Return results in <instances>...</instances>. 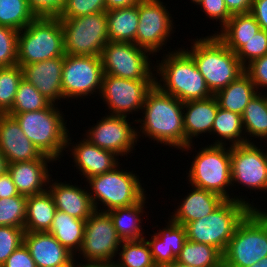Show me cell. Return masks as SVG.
<instances>
[{
  "mask_svg": "<svg viewBox=\"0 0 267 267\" xmlns=\"http://www.w3.org/2000/svg\"><path fill=\"white\" fill-rule=\"evenodd\" d=\"M183 105L182 101L154 84L145 97L142 118L136 119V123L141 124L135 125L138 141L148 137L157 145L160 143L176 150L185 148Z\"/></svg>",
  "mask_w": 267,
  "mask_h": 267,
  "instance_id": "cell-1",
  "label": "cell"
},
{
  "mask_svg": "<svg viewBox=\"0 0 267 267\" xmlns=\"http://www.w3.org/2000/svg\"><path fill=\"white\" fill-rule=\"evenodd\" d=\"M194 145L197 144H189L180 150L182 153L184 151L191 153L195 150V156L193 154V160L190 163L189 173L186 171L188 175L186 179L189 181H187V184L217 193L225 200L234 199L245 203L252 209H262L261 205L257 207V203H253V200L251 204L250 199L246 195H242V192L241 196L240 192L239 196L231 193L234 187L232 188L231 183L230 146L205 144V147L198 148L197 152Z\"/></svg>",
  "mask_w": 267,
  "mask_h": 267,
  "instance_id": "cell-2",
  "label": "cell"
},
{
  "mask_svg": "<svg viewBox=\"0 0 267 267\" xmlns=\"http://www.w3.org/2000/svg\"><path fill=\"white\" fill-rule=\"evenodd\" d=\"M177 49L170 48L168 52H164L161 62L155 58V84L183 103L212 97L213 94L193 58L182 45Z\"/></svg>",
  "mask_w": 267,
  "mask_h": 267,
  "instance_id": "cell-3",
  "label": "cell"
},
{
  "mask_svg": "<svg viewBox=\"0 0 267 267\" xmlns=\"http://www.w3.org/2000/svg\"><path fill=\"white\" fill-rule=\"evenodd\" d=\"M196 36L190 50L182 47L194 60L213 95L227 87L245 72V67L232 50L216 36ZM193 40V41H192Z\"/></svg>",
  "mask_w": 267,
  "mask_h": 267,
  "instance_id": "cell-4",
  "label": "cell"
},
{
  "mask_svg": "<svg viewBox=\"0 0 267 267\" xmlns=\"http://www.w3.org/2000/svg\"><path fill=\"white\" fill-rule=\"evenodd\" d=\"M51 103L47 108L33 112L8 114L19 123L24 135L38 150L54 161L60 162L66 150L69 129L64 118V111Z\"/></svg>",
  "mask_w": 267,
  "mask_h": 267,
  "instance_id": "cell-5",
  "label": "cell"
},
{
  "mask_svg": "<svg viewBox=\"0 0 267 267\" xmlns=\"http://www.w3.org/2000/svg\"><path fill=\"white\" fill-rule=\"evenodd\" d=\"M120 165L122 163L112 171L85 180L95 210L108 212L115 208L129 207L147 195L140 176L133 173L136 171L127 168L123 170Z\"/></svg>",
  "mask_w": 267,
  "mask_h": 267,
  "instance_id": "cell-6",
  "label": "cell"
},
{
  "mask_svg": "<svg viewBox=\"0 0 267 267\" xmlns=\"http://www.w3.org/2000/svg\"><path fill=\"white\" fill-rule=\"evenodd\" d=\"M264 257H267L266 208L252 209L230 239L223 253V267H250Z\"/></svg>",
  "mask_w": 267,
  "mask_h": 267,
  "instance_id": "cell-7",
  "label": "cell"
},
{
  "mask_svg": "<svg viewBox=\"0 0 267 267\" xmlns=\"http://www.w3.org/2000/svg\"><path fill=\"white\" fill-rule=\"evenodd\" d=\"M251 207L238 200H224L213 212L185 225L187 239L214 246L222 253Z\"/></svg>",
  "mask_w": 267,
  "mask_h": 267,
  "instance_id": "cell-8",
  "label": "cell"
},
{
  "mask_svg": "<svg viewBox=\"0 0 267 267\" xmlns=\"http://www.w3.org/2000/svg\"><path fill=\"white\" fill-rule=\"evenodd\" d=\"M64 33L59 18L36 17L19 31L17 65L64 57Z\"/></svg>",
  "mask_w": 267,
  "mask_h": 267,
  "instance_id": "cell-9",
  "label": "cell"
},
{
  "mask_svg": "<svg viewBox=\"0 0 267 267\" xmlns=\"http://www.w3.org/2000/svg\"><path fill=\"white\" fill-rule=\"evenodd\" d=\"M59 19L64 33L65 54L100 57L109 42L106 11Z\"/></svg>",
  "mask_w": 267,
  "mask_h": 267,
  "instance_id": "cell-10",
  "label": "cell"
},
{
  "mask_svg": "<svg viewBox=\"0 0 267 267\" xmlns=\"http://www.w3.org/2000/svg\"><path fill=\"white\" fill-rule=\"evenodd\" d=\"M151 57V52L134 43L111 41L100 55L104 75L131 80H155V61Z\"/></svg>",
  "mask_w": 267,
  "mask_h": 267,
  "instance_id": "cell-11",
  "label": "cell"
},
{
  "mask_svg": "<svg viewBox=\"0 0 267 267\" xmlns=\"http://www.w3.org/2000/svg\"><path fill=\"white\" fill-rule=\"evenodd\" d=\"M103 76L100 57L65 54L62 70L64 100L70 102L71 99H89L91 95L97 96L96 94L99 96Z\"/></svg>",
  "mask_w": 267,
  "mask_h": 267,
  "instance_id": "cell-12",
  "label": "cell"
},
{
  "mask_svg": "<svg viewBox=\"0 0 267 267\" xmlns=\"http://www.w3.org/2000/svg\"><path fill=\"white\" fill-rule=\"evenodd\" d=\"M139 23L135 37V44L147 49L154 56L163 51L167 41L172 40L176 32L173 14L168 10L163 0H141L138 3ZM165 45V46H164ZM164 47V48H162ZM162 50V51H160Z\"/></svg>",
  "mask_w": 267,
  "mask_h": 267,
  "instance_id": "cell-13",
  "label": "cell"
},
{
  "mask_svg": "<svg viewBox=\"0 0 267 267\" xmlns=\"http://www.w3.org/2000/svg\"><path fill=\"white\" fill-rule=\"evenodd\" d=\"M121 242L110 214L95 210L85 220L83 242L75 261H115Z\"/></svg>",
  "mask_w": 267,
  "mask_h": 267,
  "instance_id": "cell-14",
  "label": "cell"
},
{
  "mask_svg": "<svg viewBox=\"0 0 267 267\" xmlns=\"http://www.w3.org/2000/svg\"><path fill=\"white\" fill-rule=\"evenodd\" d=\"M245 143L230 146L232 187L267 193V150L262 144ZM257 144V145H256ZM261 148V149H260ZM248 190H246V189ZM252 190V191H251Z\"/></svg>",
  "mask_w": 267,
  "mask_h": 267,
  "instance_id": "cell-15",
  "label": "cell"
},
{
  "mask_svg": "<svg viewBox=\"0 0 267 267\" xmlns=\"http://www.w3.org/2000/svg\"><path fill=\"white\" fill-rule=\"evenodd\" d=\"M131 117L105 114L96 124L82 135L86 140L95 146L113 152L121 158L134 153L137 146V127L136 119L129 122ZM132 125V127H131Z\"/></svg>",
  "mask_w": 267,
  "mask_h": 267,
  "instance_id": "cell-16",
  "label": "cell"
},
{
  "mask_svg": "<svg viewBox=\"0 0 267 267\" xmlns=\"http://www.w3.org/2000/svg\"><path fill=\"white\" fill-rule=\"evenodd\" d=\"M155 80H131L104 75L99 98L106 104L109 115L127 116L138 114L148 91Z\"/></svg>",
  "mask_w": 267,
  "mask_h": 267,
  "instance_id": "cell-17",
  "label": "cell"
},
{
  "mask_svg": "<svg viewBox=\"0 0 267 267\" xmlns=\"http://www.w3.org/2000/svg\"><path fill=\"white\" fill-rule=\"evenodd\" d=\"M70 135L72 134L69 132L65 152L69 151L70 155L68 156L72 155L69 158L73 159L75 169L78 170L76 172L83 176L84 181L93 176L112 171L120 164L121 160L115 153L101 149L83 137L80 141L77 140V143H74Z\"/></svg>",
  "mask_w": 267,
  "mask_h": 267,
  "instance_id": "cell-18",
  "label": "cell"
},
{
  "mask_svg": "<svg viewBox=\"0 0 267 267\" xmlns=\"http://www.w3.org/2000/svg\"><path fill=\"white\" fill-rule=\"evenodd\" d=\"M57 163L49 156L28 162H14L8 164V172L20 195L32 196L41 194L48 189V182L53 176L49 165Z\"/></svg>",
  "mask_w": 267,
  "mask_h": 267,
  "instance_id": "cell-19",
  "label": "cell"
},
{
  "mask_svg": "<svg viewBox=\"0 0 267 267\" xmlns=\"http://www.w3.org/2000/svg\"><path fill=\"white\" fill-rule=\"evenodd\" d=\"M63 65L64 57H56L23 65L21 68L23 78L31 83L49 102L58 105L64 100L62 93Z\"/></svg>",
  "mask_w": 267,
  "mask_h": 267,
  "instance_id": "cell-20",
  "label": "cell"
},
{
  "mask_svg": "<svg viewBox=\"0 0 267 267\" xmlns=\"http://www.w3.org/2000/svg\"><path fill=\"white\" fill-rule=\"evenodd\" d=\"M24 244L36 267H74L75 255L49 232H25Z\"/></svg>",
  "mask_w": 267,
  "mask_h": 267,
  "instance_id": "cell-21",
  "label": "cell"
},
{
  "mask_svg": "<svg viewBox=\"0 0 267 267\" xmlns=\"http://www.w3.org/2000/svg\"><path fill=\"white\" fill-rule=\"evenodd\" d=\"M0 151L9 164L33 161L43 156L24 135L16 119L8 114H2L0 117Z\"/></svg>",
  "mask_w": 267,
  "mask_h": 267,
  "instance_id": "cell-22",
  "label": "cell"
},
{
  "mask_svg": "<svg viewBox=\"0 0 267 267\" xmlns=\"http://www.w3.org/2000/svg\"><path fill=\"white\" fill-rule=\"evenodd\" d=\"M50 179L47 190L52 195L57 210L80 220H86L91 216L95 209L87 186L73 185L71 180V184L66 181L60 182L52 176Z\"/></svg>",
  "mask_w": 267,
  "mask_h": 267,
  "instance_id": "cell-23",
  "label": "cell"
},
{
  "mask_svg": "<svg viewBox=\"0 0 267 267\" xmlns=\"http://www.w3.org/2000/svg\"><path fill=\"white\" fill-rule=\"evenodd\" d=\"M165 227L158 229L153 234H147L146 237L153 260L157 267H163L177 259L182 247L187 241L186 229L184 225H180L170 217ZM148 238V239H147Z\"/></svg>",
  "mask_w": 267,
  "mask_h": 267,
  "instance_id": "cell-24",
  "label": "cell"
},
{
  "mask_svg": "<svg viewBox=\"0 0 267 267\" xmlns=\"http://www.w3.org/2000/svg\"><path fill=\"white\" fill-rule=\"evenodd\" d=\"M219 104L213 95L203 100H191L183 105V126L185 147L195 143V139L206 134L211 135Z\"/></svg>",
  "mask_w": 267,
  "mask_h": 267,
  "instance_id": "cell-25",
  "label": "cell"
},
{
  "mask_svg": "<svg viewBox=\"0 0 267 267\" xmlns=\"http://www.w3.org/2000/svg\"><path fill=\"white\" fill-rule=\"evenodd\" d=\"M189 193L180 199L179 205H175L174 212L169 216L180 225H186L189 222L198 220L209 215L225 199L217 193L201 189L192 185Z\"/></svg>",
  "mask_w": 267,
  "mask_h": 267,
  "instance_id": "cell-26",
  "label": "cell"
},
{
  "mask_svg": "<svg viewBox=\"0 0 267 267\" xmlns=\"http://www.w3.org/2000/svg\"><path fill=\"white\" fill-rule=\"evenodd\" d=\"M147 196L148 195L135 205L115 208L108 211L114 223L116 233L122 241L141 240L145 238L144 234L148 233V231L144 232L142 227L144 226L142 225L143 217H149V211H147L148 214L145 212V209L147 208V205L145 204L148 203L146 201Z\"/></svg>",
  "mask_w": 267,
  "mask_h": 267,
  "instance_id": "cell-27",
  "label": "cell"
},
{
  "mask_svg": "<svg viewBox=\"0 0 267 267\" xmlns=\"http://www.w3.org/2000/svg\"><path fill=\"white\" fill-rule=\"evenodd\" d=\"M260 29L251 13L235 14L219 32L212 30V35H216L227 48L236 53Z\"/></svg>",
  "mask_w": 267,
  "mask_h": 267,
  "instance_id": "cell-28",
  "label": "cell"
},
{
  "mask_svg": "<svg viewBox=\"0 0 267 267\" xmlns=\"http://www.w3.org/2000/svg\"><path fill=\"white\" fill-rule=\"evenodd\" d=\"M257 93L255 84L251 81L250 76L244 72L214 96L220 108L242 115L249 101Z\"/></svg>",
  "mask_w": 267,
  "mask_h": 267,
  "instance_id": "cell-29",
  "label": "cell"
},
{
  "mask_svg": "<svg viewBox=\"0 0 267 267\" xmlns=\"http://www.w3.org/2000/svg\"><path fill=\"white\" fill-rule=\"evenodd\" d=\"M56 206L49 191L27 197L25 232H49Z\"/></svg>",
  "mask_w": 267,
  "mask_h": 267,
  "instance_id": "cell-30",
  "label": "cell"
},
{
  "mask_svg": "<svg viewBox=\"0 0 267 267\" xmlns=\"http://www.w3.org/2000/svg\"><path fill=\"white\" fill-rule=\"evenodd\" d=\"M242 122L246 143H254L255 140L257 143V139L261 141L259 143L263 140L267 143V93L258 92L249 101L242 114Z\"/></svg>",
  "mask_w": 267,
  "mask_h": 267,
  "instance_id": "cell-31",
  "label": "cell"
},
{
  "mask_svg": "<svg viewBox=\"0 0 267 267\" xmlns=\"http://www.w3.org/2000/svg\"><path fill=\"white\" fill-rule=\"evenodd\" d=\"M108 18V37L111 42H129L135 44L139 23L138 4L126 8L106 11Z\"/></svg>",
  "mask_w": 267,
  "mask_h": 267,
  "instance_id": "cell-32",
  "label": "cell"
},
{
  "mask_svg": "<svg viewBox=\"0 0 267 267\" xmlns=\"http://www.w3.org/2000/svg\"><path fill=\"white\" fill-rule=\"evenodd\" d=\"M85 230V220H80L71 215L56 210L52 226L49 230L62 246L74 255L82 246Z\"/></svg>",
  "mask_w": 267,
  "mask_h": 267,
  "instance_id": "cell-33",
  "label": "cell"
},
{
  "mask_svg": "<svg viewBox=\"0 0 267 267\" xmlns=\"http://www.w3.org/2000/svg\"><path fill=\"white\" fill-rule=\"evenodd\" d=\"M211 135L217 137L212 145L236 146L246 143L242 115L218 108ZM219 137V138H218ZM229 141V142H228Z\"/></svg>",
  "mask_w": 267,
  "mask_h": 267,
  "instance_id": "cell-34",
  "label": "cell"
},
{
  "mask_svg": "<svg viewBox=\"0 0 267 267\" xmlns=\"http://www.w3.org/2000/svg\"><path fill=\"white\" fill-rule=\"evenodd\" d=\"M176 261L191 267H223V253L214 246L187 239Z\"/></svg>",
  "mask_w": 267,
  "mask_h": 267,
  "instance_id": "cell-35",
  "label": "cell"
},
{
  "mask_svg": "<svg viewBox=\"0 0 267 267\" xmlns=\"http://www.w3.org/2000/svg\"><path fill=\"white\" fill-rule=\"evenodd\" d=\"M120 248L115 260L117 267H157L145 238L122 241Z\"/></svg>",
  "mask_w": 267,
  "mask_h": 267,
  "instance_id": "cell-36",
  "label": "cell"
},
{
  "mask_svg": "<svg viewBox=\"0 0 267 267\" xmlns=\"http://www.w3.org/2000/svg\"><path fill=\"white\" fill-rule=\"evenodd\" d=\"M36 16L28 6L27 0H0V25L20 31Z\"/></svg>",
  "mask_w": 267,
  "mask_h": 267,
  "instance_id": "cell-37",
  "label": "cell"
},
{
  "mask_svg": "<svg viewBox=\"0 0 267 267\" xmlns=\"http://www.w3.org/2000/svg\"><path fill=\"white\" fill-rule=\"evenodd\" d=\"M49 102L31 83L20 81L12 108L6 114L33 112L47 108Z\"/></svg>",
  "mask_w": 267,
  "mask_h": 267,
  "instance_id": "cell-38",
  "label": "cell"
},
{
  "mask_svg": "<svg viewBox=\"0 0 267 267\" xmlns=\"http://www.w3.org/2000/svg\"><path fill=\"white\" fill-rule=\"evenodd\" d=\"M23 78L19 65L0 67V112L6 114L15 100L18 85Z\"/></svg>",
  "mask_w": 267,
  "mask_h": 267,
  "instance_id": "cell-39",
  "label": "cell"
},
{
  "mask_svg": "<svg viewBox=\"0 0 267 267\" xmlns=\"http://www.w3.org/2000/svg\"><path fill=\"white\" fill-rule=\"evenodd\" d=\"M27 197L16 195L0 199V226L24 227Z\"/></svg>",
  "mask_w": 267,
  "mask_h": 267,
  "instance_id": "cell-40",
  "label": "cell"
},
{
  "mask_svg": "<svg viewBox=\"0 0 267 267\" xmlns=\"http://www.w3.org/2000/svg\"><path fill=\"white\" fill-rule=\"evenodd\" d=\"M19 31L0 25V67L17 65Z\"/></svg>",
  "mask_w": 267,
  "mask_h": 267,
  "instance_id": "cell-41",
  "label": "cell"
},
{
  "mask_svg": "<svg viewBox=\"0 0 267 267\" xmlns=\"http://www.w3.org/2000/svg\"><path fill=\"white\" fill-rule=\"evenodd\" d=\"M267 54V31L260 29L237 52L241 64L246 67L253 60Z\"/></svg>",
  "mask_w": 267,
  "mask_h": 267,
  "instance_id": "cell-42",
  "label": "cell"
},
{
  "mask_svg": "<svg viewBox=\"0 0 267 267\" xmlns=\"http://www.w3.org/2000/svg\"><path fill=\"white\" fill-rule=\"evenodd\" d=\"M24 227L0 226V267L24 243Z\"/></svg>",
  "mask_w": 267,
  "mask_h": 267,
  "instance_id": "cell-43",
  "label": "cell"
},
{
  "mask_svg": "<svg viewBox=\"0 0 267 267\" xmlns=\"http://www.w3.org/2000/svg\"><path fill=\"white\" fill-rule=\"evenodd\" d=\"M104 11L105 0H66L58 18H77Z\"/></svg>",
  "mask_w": 267,
  "mask_h": 267,
  "instance_id": "cell-44",
  "label": "cell"
},
{
  "mask_svg": "<svg viewBox=\"0 0 267 267\" xmlns=\"http://www.w3.org/2000/svg\"><path fill=\"white\" fill-rule=\"evenodd\" d=\"M200 7L206 15V18L209 17L210 20L220 23L218 26L221 29L232 17L229 13L224 0H202L201 3L197 6Z\"/></svg>",
  "mask_w": 267,
  "mask_h": 267,
  "instance_id": "cell-45",
  "label": "cell"
},
{
  "mask_svg": "<svg viewBox=\"0 0 267 267\" xmlns=\"http://www.w3.org/2000/svg\"><path fill=\"white\" fill-rule=\"evenodd\" d=\"M36 17L58 18L66 0H27Z\"/></svg>",
  "mask_w": 267,
  "mask_h": 267,
  "instance_id": "cell-46",
  "label": "cell"
},
{
  "mask_svg": "<svg viewBox=\"0 0 267 267\" xmlns=\"http://www.w3.org/2000/svg\"><path fill=\"white\" fill-rule=\"evenodd\" d=\"M245 72L250 76L258 92L267 90V54L253 60L245 67ZM263 88V89H262Z\"/></svg>",
  "mask_w": 267,
  "mask_h": 267,
  "instance_id": "cell-47",
  "label": "cell"
},
{
  "mask_svg": "<svg viewBox=\"0 0 267 267\" xmlns=\"http://www.w3.org/2000/svg\"><path fill=\"white\" fill-rule=\"evenodd\" d=\"M1 267H36V264L23 243L7 258Z\"/></svg>",
  "mask_w": 267,
  "mask_h": 267,
  "instance_id": "cell-48",
  "label": "cell"
},
{
  "mask_svg": "<svg viewBox=\"0 0 267 267\" xmlns=\"http://www.w3.org/2000/svg\"><path fill=\"white\" fill-rule=\"evenodd\" d=\"M250 13L260 28L267 31V0H253Z\"/></svg>",
  "mask_w": 267,
  "mask_h": 267,
  "instance_id": "cell-49",
  "label": "cell"
},
{
  "mask_svg": "<svg viewBox=\"0 0 267 267\" xmlns=\"http://www.w3.org/2000/svg\"><path fill=\"white\" fill-rule=\"evenodd\" d=\"M19 195L12 178L7 171L0 175V199Z\"/></svg>",
  "mask_w": 267,
  "mask_h": 267,
  "instance_id": "cell-50",
  "label": "cell"
},
{
  "mask_svg": "<svg viewBox=\"0 0 267 267\" xmlns=\"http://www.w3.org/2000/svg\"><path fill=\"white\" fill-rule=\"evenodd\" d=\"M231 15L250 13L253 0H224Z\"/></svg>",
  "mask_w": 267,
  "mask_h": 267,
  "instance_id": "cell-51",
  "label": "cell"
},
{
  "mask_svg": "<svg viewBox=\"0 0 267 267\" xmlns=\"http://www.w3.org/2000/svg\"><path fill=\"white\" fill-rule=\"evenodd\" d=\"M140 1L141 0H105L106 11L134 6Z\"/></svg>",
  "mask_w": 267,
  "mask_h": 267,
  "instance_id": "cell-52",
  "label": "cell"
},
{
  "mask_svg": "<svg viewBox=\"0 0 267 267\" xmlns=\"http://www.w3.org/2000/svg\"><path fill=\"white\" fill-rule=\"evenodd\" d=\"M74 267H117L115 261H75Z\"/></svg>",
  "mask_w": 267,
  "mask_h": 267,
  "instance_id": "cell-53",
  "label": "cell"
},
{
  "mask_svg": "<svg viewBox=\"0 0 267 267\" xmlns=\"http://www.w3.org/2000/svg\"><path fill=\"white\" fill-rule=\"evenodd\" d=\"M8 161L5 155L0 151V175L8 171Z\"/></svg>",
  "mask_w": 267,
  "mask_h": 267,
  "instance_id": "cell-54",
  "label": "cell"
},
{
  "mask_svg": "<svg viewBox=\"0 0 267 267\" xmlns=\"http://www.w3.org/2000/svg\"><path fill=\"white\" fill-rule=\"evenodd\" d=\"M163 267H191V266L179 263L178 261L175 260L168 265H164Z\"/></svg>",
  "mask_w": 267,
  "mask_h": 267,
  "instance_id": "cell-55",
  "label": "cell"
},
{
  "mask_svg": "<svg viewBox=\"0 0 267 267\" xmlns=\"http://www.w3.org/2000/svg\"><path fill=\"white\" fill-rule=\"evenodd\" d=\"M250 267H267V257L262 258L258 263Z\"/></svg>",
  "mask_w": 267,
  "mask_h": 267,
  "instance_id": "cell-56",
  "label": "cell"
},
{
  "mask_svg": "<svg viewBox=\"0 0 267 267\" xmlns=\"http://www.w3.org/2000/svg\"><path fill=\"white\" fill-rule=\"evenodd\" d=\"M190 1H191L190 3H192V4L194 3V6L195 5L198 6L202 0H190Z\"/></svg>",
  "mask_w": 267,
  "mask_h": 267,
  "instance_id": "cell-57",
  "label": "cell"
}]
</instances>
